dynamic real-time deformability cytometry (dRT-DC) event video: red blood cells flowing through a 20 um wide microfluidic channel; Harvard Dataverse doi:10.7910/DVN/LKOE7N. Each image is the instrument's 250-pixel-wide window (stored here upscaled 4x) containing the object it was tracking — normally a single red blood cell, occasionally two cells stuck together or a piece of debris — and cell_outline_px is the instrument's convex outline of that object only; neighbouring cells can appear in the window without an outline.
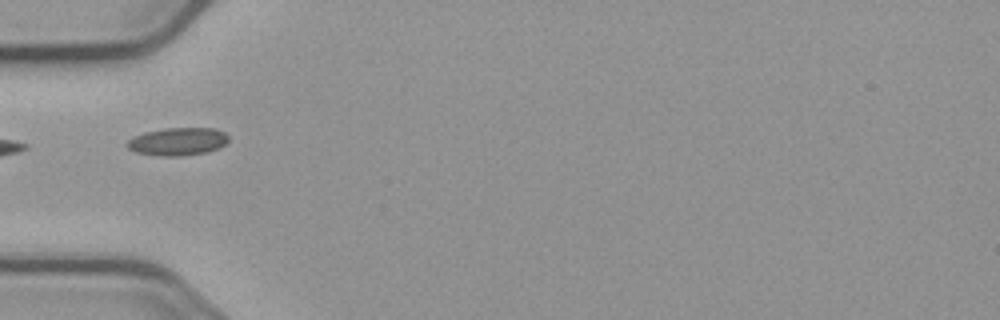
{"species": "common noctule bat (a hibernating species)", "species_latin": "Nyctalus noctula", "temperature_condition": "cold", "stored_images_in_passage": 4, "camera_frame_rate_fps": 3000, "um_per_image_px": 0.085, "animal": {"sex": "male", "body_mass_g": 23.1, "forearm_length_mm": 52.7}, "frame": {"image": 1, "passage_image": 2, "time_ms": 1.333, "image_size_px": [1000, 320], "cell_outline_px": [[228, 140], [220, 148], [208, 152], [180, 156], [164, 156], [136, 152], [128, 148], [124, 144], [128, 140], [144, 132], [164, 128], [216, 128], [224, 132], [228, 136]], "centroid_in_image_um": [15.12, 12.02], "position_along_channel_um": 69.9, "area_um2": 16.47}}
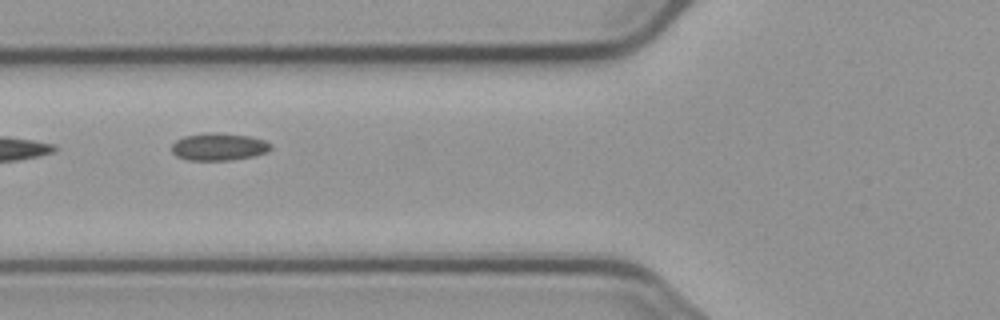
{"frame": {"image": 2, "passage_image": 3, "time_ms": 2.333, "image_size_px": [1000, 320], "cell_outline_px": [[272, 148], [268, 152], [252, 156], [228, 160], [188, 160], [176, 156], [172, 152], [172, 144], [176, 140], [184, 136], [204, 132], [220, 132], [252, 136], [264, 140], [272, 144]], "centroid_in_image_um": [18.61, 12.45], "position_along_channel_um": 107.2, "area_um2": 16.07}}
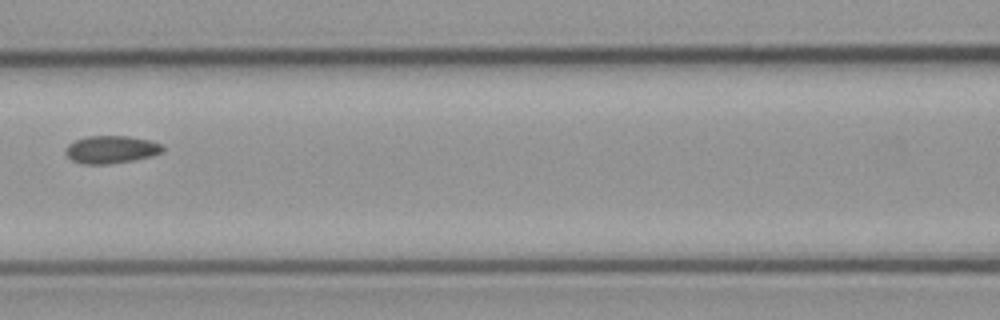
{"frame": {"image": 3, "passage_image": 4, "time_ms": 3.667, "image_size_px": [1000, 320], "cell_outline_px": [[164, 152], [152, 156], [132, 160], [108, 164], [84, 164], [72, 160], [64, 152], [64, 148], [68, 144], [76, 140], [88, 136], [128, 136], [148, 140], [160, 144], [164, 148]], "centroid_in_image_um": [9.43, 12.71], "position_along_channel_um": 157.2, "area_um2": 15.61}}